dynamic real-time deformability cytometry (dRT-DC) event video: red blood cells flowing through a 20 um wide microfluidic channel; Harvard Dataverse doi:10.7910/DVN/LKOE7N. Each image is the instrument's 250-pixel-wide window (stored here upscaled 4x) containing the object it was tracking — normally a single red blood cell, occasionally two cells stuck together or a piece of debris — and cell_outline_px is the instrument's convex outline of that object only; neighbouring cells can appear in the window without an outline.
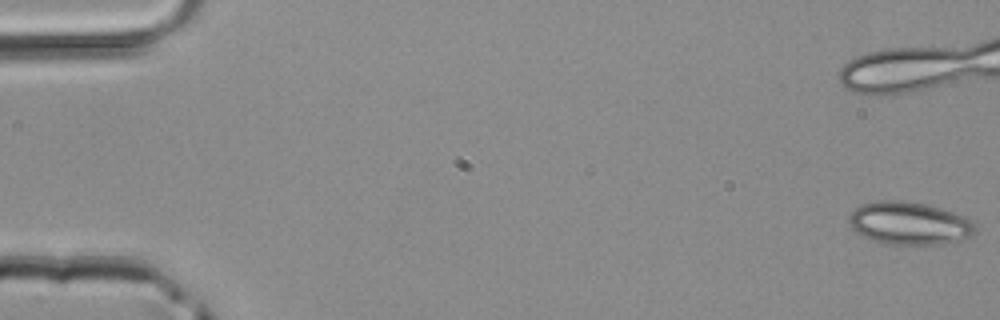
{"species": "common noctule bat (a hibernating species)", "species_latin": "Nyctalus noctula", "temperature_condition": "room temperature", "stored_images_in_passage": 39, "camera_frame_rate_fps": 3000, "um_per_image_px": 0.085, "animal": {"sex": "male", "body_mass_g": 20.4}, "frame": {"image": 1, "passage_image": 1, "time_ms": 0.0, "image_size_px": [1000, 320], "cell_outline_px": [[976, 232], [972, 236], [940, 244], [884, 244], [872, 240], [856, 232], [848, 224], [848, 216], [856, 208], [864, 204], [876, 200], [904, 200], [924, 204], [940, 208], [964, 216], [972, 220], [976, 224]], "centroid_in_image_um": [77.28, 18.97], "position_along_channel_um": 7.7, "area_um2": 31.5}}